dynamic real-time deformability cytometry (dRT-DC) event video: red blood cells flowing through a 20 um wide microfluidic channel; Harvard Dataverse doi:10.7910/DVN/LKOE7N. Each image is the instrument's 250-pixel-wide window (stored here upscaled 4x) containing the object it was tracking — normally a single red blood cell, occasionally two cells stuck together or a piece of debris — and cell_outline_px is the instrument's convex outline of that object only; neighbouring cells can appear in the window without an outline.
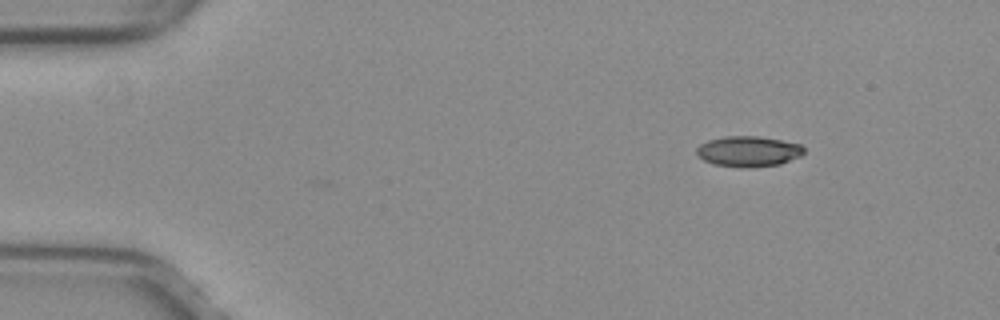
{"species": "common noctule bat (a hibernating species)", "species_latin": "Nyctalus noctula", "temperature_condition": "warm", "stored_images_in_passage": 40, "camera_frame_rate_fps": 3000, "um_per_image_px": 0.085, "animal": {"sex": "female", "body_mass_g": 29.2, "forearm_length_mm": 56.3}, "frame": {"image": 1, "passage_image": 1, "time_ms": 0.0, "image_size_px": [1000, 320], "cell_outline_px": [[804, 152], [800, 156], [780, 164], [744, 168], [716, 164], [704, 160], [696, 152], [696, 148], [700, 144], [708, 140], [724, 136], [760, 136], [800, 144], [804, 148]], "centroid_in_image_um": [63.61, 12.85], "position_along_channel_um": 21.4, "area_um2": 18.96}}
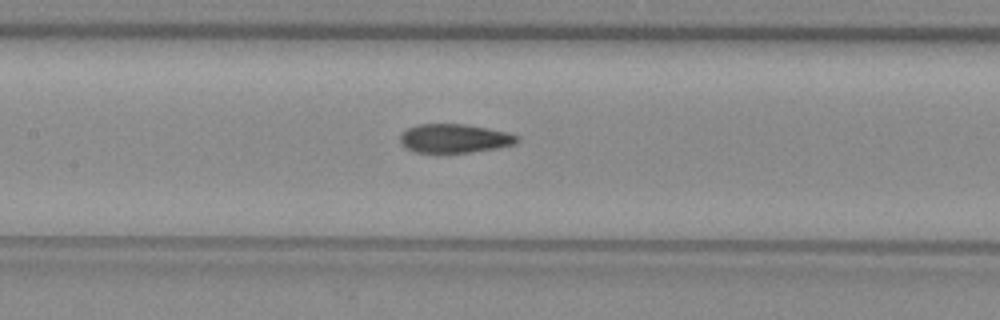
{"frame": {"image": 2, "passage_image": 19, "time_ms": 6.0, "image_size_px": [1000, 320], "cell_outline_px": [[520, 140], [516, 144], [496, 148], [468, 152], [416, 152], [408, 148], [400, 140], [400, 136], [408, 128], [416, 124], [468, 124], [504, 132], [520, 136]], "centroid_in_image_um": [38.67, 11.75], "position_along_channel_um": 168.7, "area_um2": 19.36}}
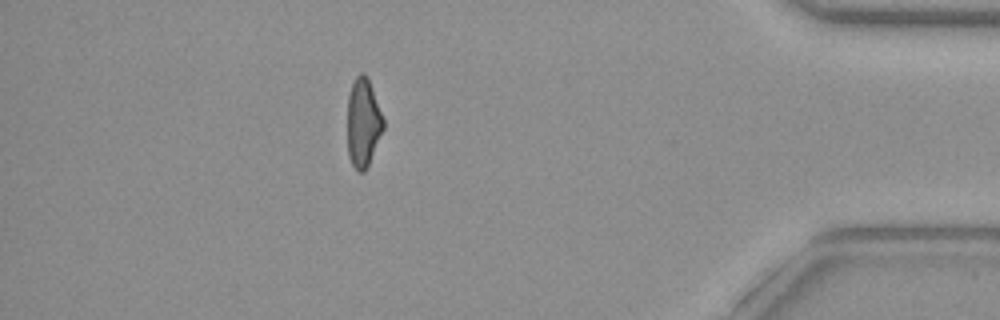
{"frame": {"image": 3, "passage_image": 40, "time_ms": 13.0, "image_size_px": [1000, 320], "cell_outline_px": [[384, 128], [368, 164], [364, 172], [356, 172], [348, 156], [348, 96], [352, 80], [360, 72], [364, 72], [368, 76], [384, 120]], "centroid_in_image_um": [30.86, 10.39], "position_along_channel_um": 404.3, "area_um2": 18.67}, "authors_computed_cell_mechanics": {"area_um2": 19.8543, "velocity_mm_per_s": 4.0191, "shape_relaxation_time_tau1_ms": 10.9086, "shape_relaxation_time_tau2_ms": 2.0404, "deformation_change_tau1": 0.2518, "deformation_change_tau2": 0.0946}}